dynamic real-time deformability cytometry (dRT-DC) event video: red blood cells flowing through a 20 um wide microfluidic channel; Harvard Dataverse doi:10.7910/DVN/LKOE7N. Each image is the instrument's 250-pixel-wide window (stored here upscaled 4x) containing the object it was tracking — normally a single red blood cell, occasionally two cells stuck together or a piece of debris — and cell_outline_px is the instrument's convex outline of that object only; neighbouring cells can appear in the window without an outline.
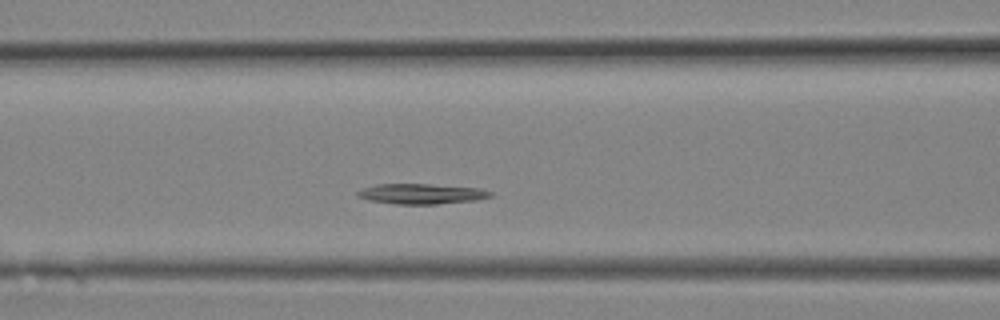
{"species": "Egyptian fruit bat (a non-hibernating species)", "species_latin": "Rousettus aegyptiacus", "temperature_condition": "room temperature", "stored_images_in_passage": 8, "camera_frame_rate_fps": 3000, "um_per_image_px": 0.085, "animal": {"sex": "female"}, "frame": {"image": 1, "passage_image": 7, "time_ms": 2.0, "image_size_px": [1000, 320], "cell_outline_px": [[492, 196], [476, 200], [436, 204], [396, 204], [368, 200], [356, 196], [356, 192], [364, 188], [376, 184], [428, 184], [480, 188], [492, 192]], "centroid_in_image_um": [35.81, 16.47], "position_along_channel_um": 130.8, "area_um2": 15.66}}